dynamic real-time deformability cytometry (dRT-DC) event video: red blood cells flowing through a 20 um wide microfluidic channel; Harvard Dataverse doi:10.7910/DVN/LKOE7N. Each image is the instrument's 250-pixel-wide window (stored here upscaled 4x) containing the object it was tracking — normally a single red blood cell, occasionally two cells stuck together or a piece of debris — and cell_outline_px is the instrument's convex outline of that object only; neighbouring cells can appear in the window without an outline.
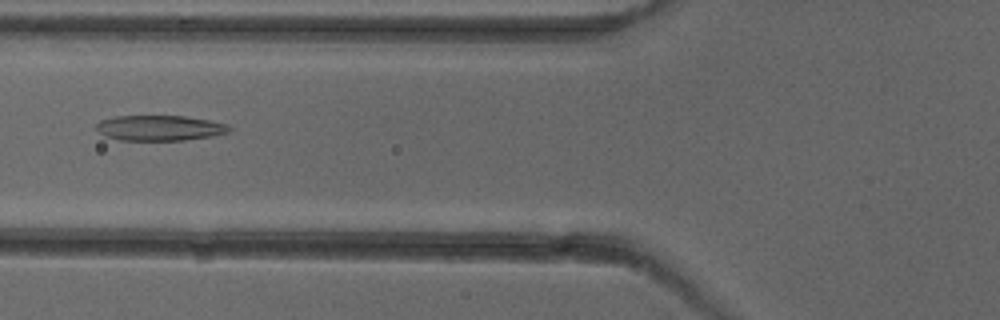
{"species": "common noctule bat (a hibernating species)", "species_latin": "Nyctalus noctula", "temperature_condition": "cold", "stored_images_in_passage": 7, "camera_frame_rate_fps": 3000, "um_per_image_px": 0.085, "animal": {"sex": "female"}, "frame": {"image": 1, "passage_image": 6, "time_ms": 6.0, "image_size_px": [1000, 320], "cell_outline_px": [[232, 128], [228, 132], [212, 136], [184, 140], [120, 140], [104, 136], [96, 132], [96, 124], [100, 120], [112, 116], [184, 116], [208, 120], [228, 124]], "centroid_in_image_um": [13.52, 10.87], "position_along_channel_um": 112.3, "area_um2": 19.77}}
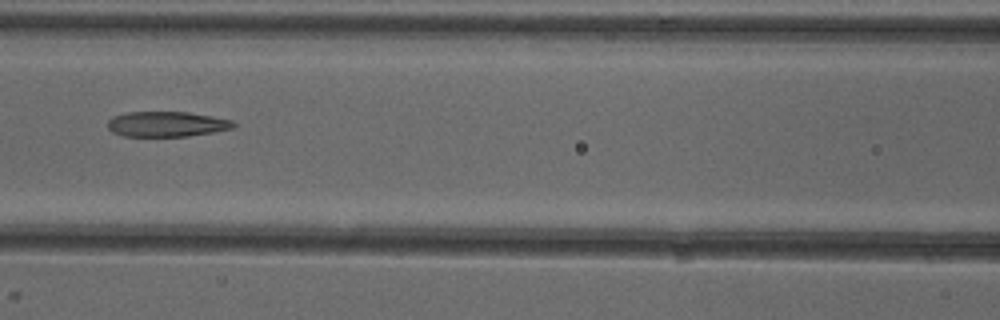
{"frame": {"image": 2, "passage_image": 7, "time_ms": 7.0, "image_size_px": [1000, 320], "cell_outline_px": [[236, 128], [216, 132], [188, 136], [124, 136], [112, 132], [108, 128], [108, 120], [112, 116], [124, 112], [188, 112], [212, 116], [232, 120], [236, 124]], "centroid_in_image_um": [14.19, 10.55], "position_along_channel_um": 152.4, "area_um2": 18.73}}